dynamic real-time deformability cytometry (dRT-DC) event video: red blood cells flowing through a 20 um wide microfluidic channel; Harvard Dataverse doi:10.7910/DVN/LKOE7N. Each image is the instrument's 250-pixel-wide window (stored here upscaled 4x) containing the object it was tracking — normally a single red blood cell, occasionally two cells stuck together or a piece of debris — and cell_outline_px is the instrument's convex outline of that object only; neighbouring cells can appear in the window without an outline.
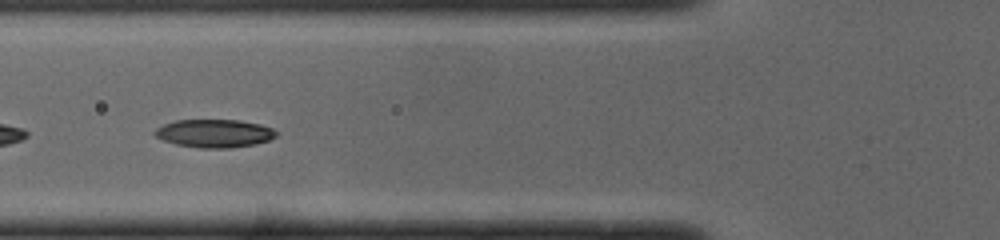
{"species": "common noctule bat (a hibernating species)", "species_latin": "Nyctalus noctula", "temperature_condition": "cold", "stored_images_in_passage": 47, "camera_frame_rate_fps": 3000, "um_per_image_px": 0.085, "animal": {"sex": "male", "body_mass_g": 19.0, "forearm_length_mm": 50.8}, "frame": {"image": 1, "passage_image": 16, "time_ms": 5.0, "image_size_px": [1000, 240], "cell_outline_px": [[276, 136], [268, 140], [256, 144], [232, 148], [200, 148], [176, 144], [164, 140], [156, 136], [152, 132], [156, 128], [164, 124], [176, 120], [240, 120], [260, 124], [272, 128], [276, 132]], "centroid_in_image_um": [18.22, 11.34], "position_along_channel_um": 107.6, "area_um2": 19.88}}
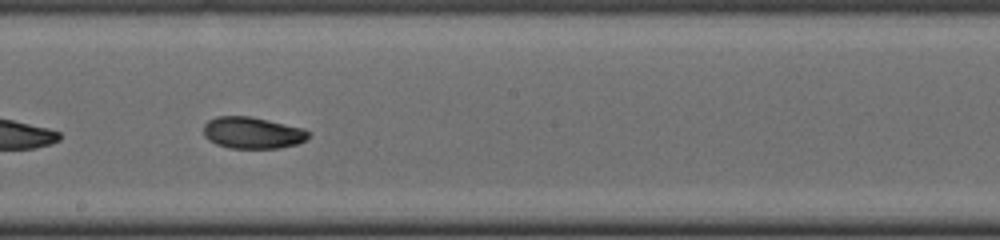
{"frame": {"image": 2, "passage_image": 25, "time_ms": 8.0, "image_size_px": [1000, 240], "cell_outline_px": [[308, 136], [304, 140], [296, 144], [280, 148], [228, 148], [216, 144], [208, 140], [204, 136], [204, 124], [208, 120], [216, 116], [248, 116], [268, 120], [304, 128], [308, 132]], "centroid_in_image_um": [21.42, 11.29], "position_along_channel_um": 226.8, "area_um2": 19.31}}
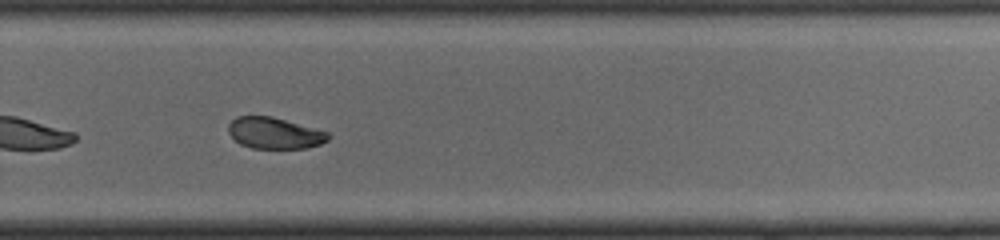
{"frame": {"image": 3, "passage_image": 31, "time_ms": 10.0, "image_size_px": [1000, 240], "cell_outline_px": [[332, 136], [328, 140], [320, 144], [304, 148], [252, 148], [240, 144], [228, 132], [228, 124], [236, 116], [272, 116], [328, 132]], "centroid_in_image_um": [23.33, 11.31], "position_along_channel_um": 306.5, "area_um2": 18.15}, "authors_computed_cell_mechanics": {"area_um2": 20.0566, "velocity_mm_per_s": 3.9789, "shape_relaxation_time_tau1_ms": 2.9899, "shape_relaxation_time_tau2_ms": 7.8133, "deformation_change_tau1": 0.1041, "deformation_change_tau2": 0.1092}}